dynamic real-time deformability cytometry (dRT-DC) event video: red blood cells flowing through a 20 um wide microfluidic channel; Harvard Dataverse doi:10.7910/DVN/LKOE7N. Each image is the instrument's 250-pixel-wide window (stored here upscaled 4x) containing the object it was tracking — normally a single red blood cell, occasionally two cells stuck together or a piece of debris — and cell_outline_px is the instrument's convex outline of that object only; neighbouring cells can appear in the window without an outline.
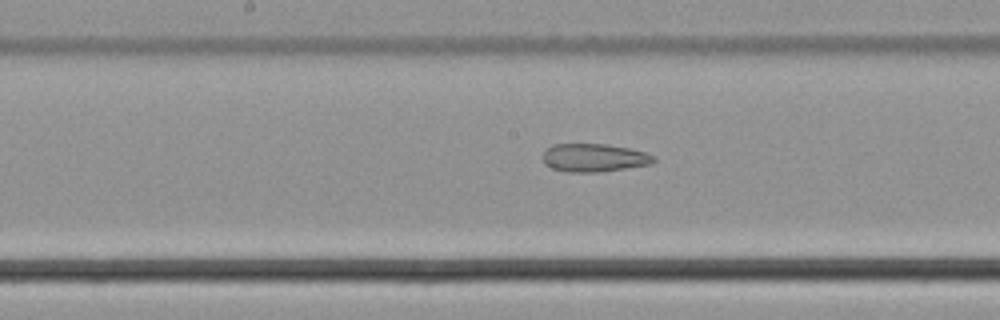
{"species": "common noctule bat (a hibernating species)", "species_latin": "Nyctalus noctula", "temperature_condition": "cold", "stored_images_in_passage": 28, "camera_frame_rate_fps": 3000, "um_per_image_px": 0.085, "animal": {"sex": "male", "body_mass_g": 21.5, "forearm_length_mm": 52.0}, "frame": {"image": 1, "passage_image": 13, "time_ms": 4.0, "image_size_px": [1000, 320], "cell_outline_px": [[656, 160], [652, 164], [600, 172], [568, 172], [552, 168], [544, 164], [540, 156], [552, 144], [604, 144], [628, 148], [644, 152], [656, 156]], "centroid_in_image_um": [50.47, 13.41], "position_along_channel_um": 197.7, "area_um2": 18.32}}
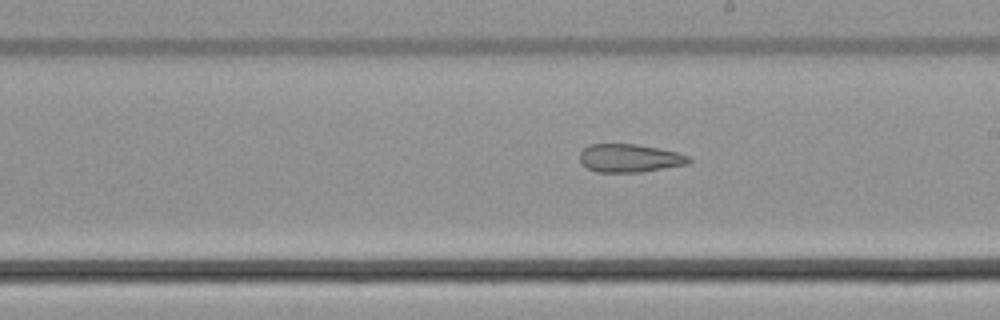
{"frame": {"image": 2, "passage_image": 16, "time_ms": 5.0, "image_size_px": [1000, 320], "cell_outline_px": [[692, 160], [688, 164], [640, 172], [596, 172], [580, 164], [580, 152], [588, 144], [636, 144], [676, 152], [688, 156]], "centroid_in_image_um": [53.48, 13.44], "position_along_channel_um": 235.5, "area_um2": 17.86}}
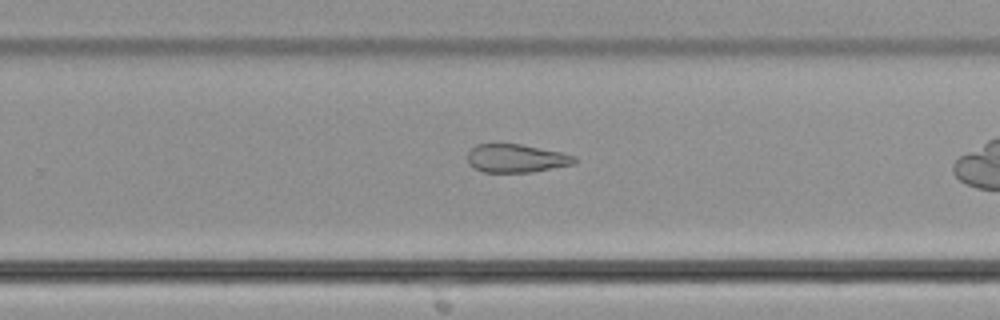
{"frame": {"image": 3, "passage_image": 20, "time_ms": 6.333, "image_size_px": [1000, 320], "cell_outline_px": [[576, 164], [532, 172], [484, 172], [468, 164], [468, 152], [476, 144], [520, 144], [560, 152], [576, 156]], "centroid_in_image_um": [43.9, 13.46], "position_along_channel_um": 285.9, "area_um2": 17.57}}